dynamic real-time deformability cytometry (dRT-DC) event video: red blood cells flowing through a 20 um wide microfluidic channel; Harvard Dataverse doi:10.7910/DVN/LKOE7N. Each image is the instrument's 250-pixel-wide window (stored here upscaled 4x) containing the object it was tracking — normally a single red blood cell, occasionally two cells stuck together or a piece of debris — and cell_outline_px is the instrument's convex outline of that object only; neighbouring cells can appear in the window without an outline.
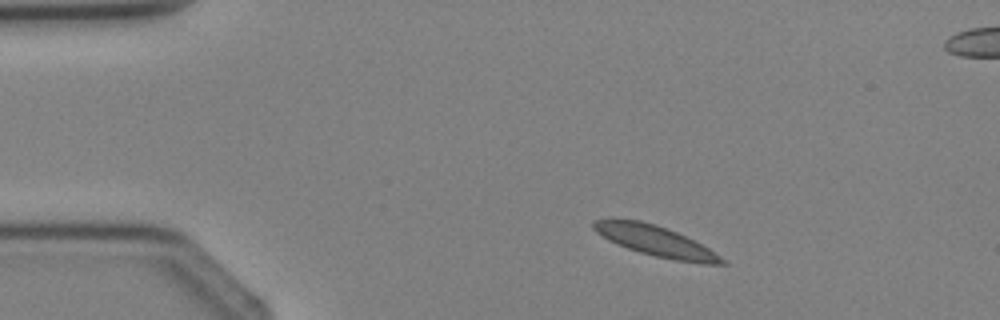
{"species": "Egyptian fruit bat (a non-hibernating species)", "species_latin": "Rousettus aegyptiacus", "temperature_condition": "cold", "stored_images_in_passage": 3, "segment_of_instrument_passage": [1, 2], "camera_frame_rate_fps": 3000, "um_per_image_px": 0.085, "animal": {"sex": "female"}, "frame": {"image": 1, "passage_image": 1, "time_ms": 0.0, "image_size_px": [1000, 320], "cell_outline_px": [[728, 264], [700, 264], [676, 260], [656, 256], [640, 252], [628, 248], [608, 240], [596, 232], [592, 228], [592, 224], [596, 220], [608, 216], [612, 216], [640, 220], [656, 224], [668, 228], [708, 248], [720, 256]], "centroid_in_image_um": [55.63, 20.44], "position_along_channel_um": 29.4, "area_um2": 22.95}}